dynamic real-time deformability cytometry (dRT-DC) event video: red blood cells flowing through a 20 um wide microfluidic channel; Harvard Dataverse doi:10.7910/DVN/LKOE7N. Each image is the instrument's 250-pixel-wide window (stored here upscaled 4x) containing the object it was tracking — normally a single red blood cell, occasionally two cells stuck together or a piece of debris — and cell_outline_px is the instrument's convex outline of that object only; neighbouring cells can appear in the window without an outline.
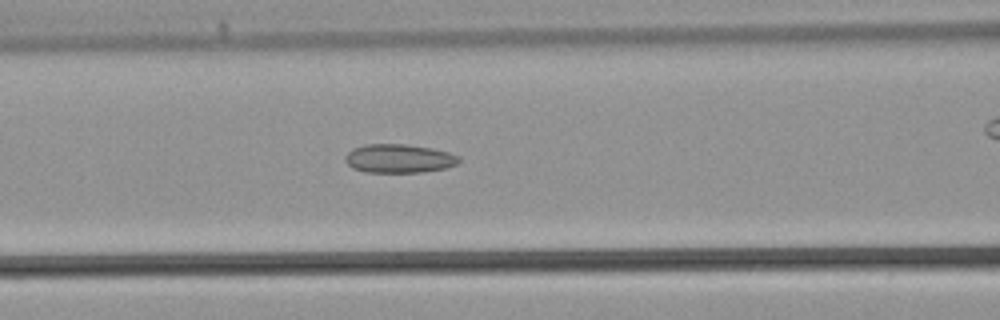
{"species": "common noctule bat (a hibernating species)", "species_latin": "Nyctalus noctula", "temperature_condition": "warm", "stored_images_in_passage": 24, "camera_frame_rate_fps": 3000, "um_per_image_px": 0.085, "animal": {"sex": "male", "body_mass_g": 21.5, "forearm_length_mm": 52.0}, "frame": {"image": 1, "passage_image": 8, "time_ms": 2.333, "image_size_px": [1000, 320], "cell_outline_px": [[460, 160], [456, 164], [444, 168], [420, 172], [364, 172], [352, 168], [344, 160], [344, 156], [352, 148], [364, 144], [404, 144], [432, 148], [448, 152], [460, 156]], "centroid_in_image_um": [33.87, 13.46], "position_along_channel_um": 132.7, "area_um2": 19.07}}